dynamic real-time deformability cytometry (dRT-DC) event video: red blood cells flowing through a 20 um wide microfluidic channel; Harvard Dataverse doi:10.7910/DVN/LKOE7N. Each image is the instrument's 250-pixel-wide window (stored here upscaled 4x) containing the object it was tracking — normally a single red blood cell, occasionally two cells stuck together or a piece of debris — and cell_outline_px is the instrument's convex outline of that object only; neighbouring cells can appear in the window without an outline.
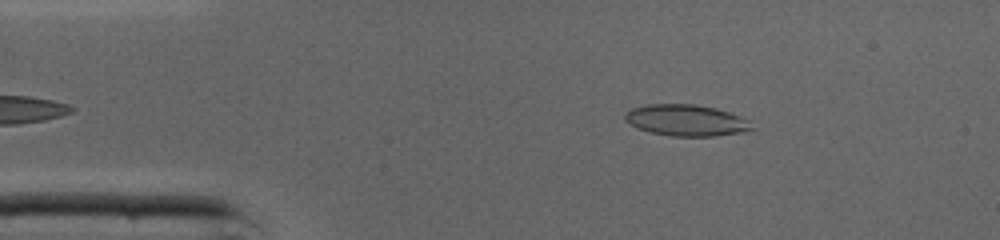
{"species": "common noctule bat (a hibernating species)", "species_latin": "Nyctalus noctula", "temperature_condition": "cold", "stored_images_in_passage": 35, "camera_frame_rate_fps": 3000, "um_per_image_px": 0.085, "animal": {"sex": "male", "body_mass_g": 19.0, "forearm_length_mm": 50.8}, "frame": {"image": 1, "passage_image": 3, "time_ms": 0.667, "image_size_px": [1000, 240], "cell_outline_px": [[752, 128], [744, 132], [716, 136], [672, 136], [652, 132], [636, 128], [624, 120], [624, 112], [632, 108], [648, 104], [696, 104], [716, 108], [740, 116], [748, 120]], "centroid_in_image_um": [58.29, 10.22], "position_along_channel_um": 26.7, "area_um2": 23.18}}
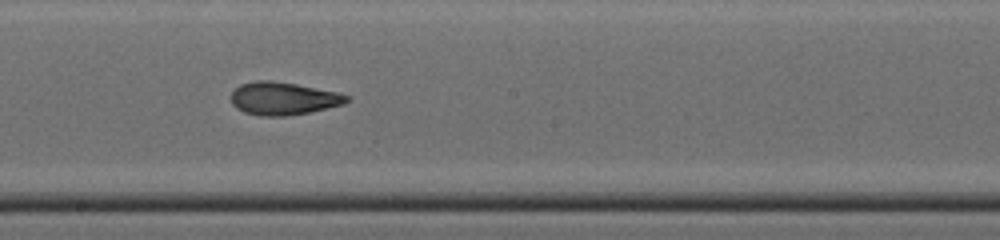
{"frame": {"image": 2, "passage_image": 20, "time_ms": 6.333, "image_size_px": [1000, 240], "cell_outline_px": [[352, 100], [344, 104], [308, 112], [284, 116], [260, 116], [244, 112], [236, 108], [232, 104], [232, 92], [240, 84], [256, 80], [268, 80], [296, 84], [336, 92], [352, 96]], "centroid_in_image_um": [24.09, 8.37], "position_along_channel_um": 224.1, "area_um2": 22.08}}
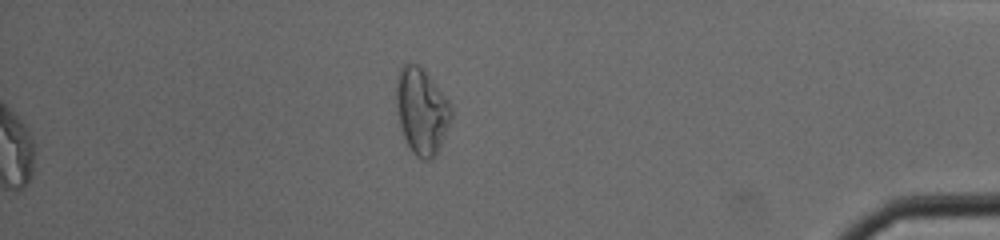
{"frame": {"image": 3, "passage_image": 35, "time_ms": 11.333, "image_size_px": [1000, 240], "cell_outline_px": [[452, 116], [440, 148], [428, 160], [424, 160], [416, 156], [412, 152], [404, 136], [400, 124], [396, 104], [396, 76], [400, 68], [404, 64], [416, 64], [432, 80], [448, 100], [452, 108]], "centroid_in_image_um": [35.83, 9.44], "position_along_channel_um": 399.4, "area_um2": 27.11}, "authors_computed_cell_mechanics": {"area_um2": 22.4264, "velocity_mm_per_s": 4.3694, "shape_relaxation_time_tau1_ms": null, "shape_relaxation_time_tau2_ms": 2.7915, "deformation_change_tau1": null, "deformation_change_tau2": 0.0993}}